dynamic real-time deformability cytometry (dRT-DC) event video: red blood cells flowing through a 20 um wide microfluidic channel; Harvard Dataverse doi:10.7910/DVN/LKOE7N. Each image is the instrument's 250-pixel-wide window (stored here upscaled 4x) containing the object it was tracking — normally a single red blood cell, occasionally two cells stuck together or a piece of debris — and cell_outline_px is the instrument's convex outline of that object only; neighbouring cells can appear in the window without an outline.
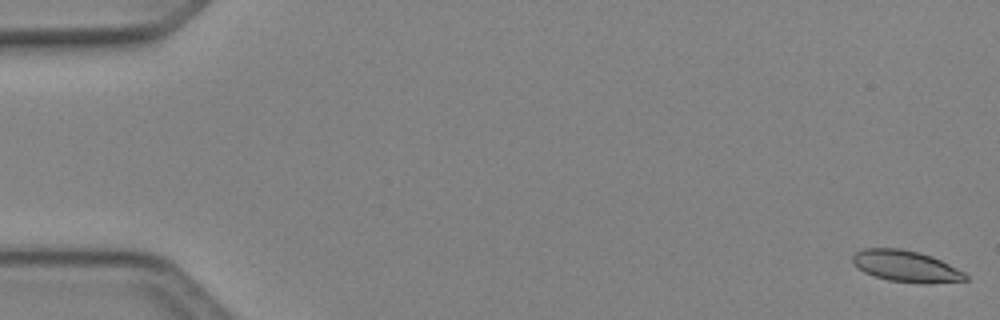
{"species": "Egyptian fruit bat (a non-hibernating species)", "species_latin": "Rousettus aegyptiacus", "temperature_condition": "cold", "stored_images_in_passage": 50, "camera_frame_rate_fps": 3000, "um_per_image_px": 0.085, "animal": {"sex": "female"}, "frame": {"image": 1, "passage_image": 1, "time_ms": 0.0, "image_size_px": [1000, 320], "cell_outline_px": [[968, 280], [928, 284], [924, 284], [888, 280], [864, 272], [852, 260], [852, 256], [856, 252], [864, 248], [900, 248], [920, 252], [932, 256], [964, 272], [968, 276]], "centroid_in_image_um": [77.04, 22.63], "position_along_channel_um": 8.0, "area_um2": 20.58}}
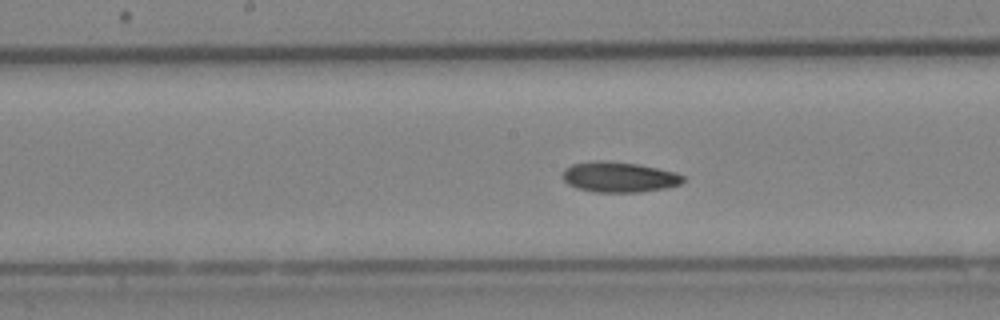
{"frame": {"image": 2, "passage_image": 26, "time_ms": 8.333, "image_size_px": [1000, 320], "cell_outline_px": [[684, 180], [680, 184], [668, 188], [640, 192], [592, 192], [576, 188], [568, 184], [560, 176], [564, 168], [572, 164], [596, 160], [604, 160], [636, 164], [676, 172], [684, 176]], "centroid_in_image_um": [52.58, 15.05], "position_along_channel_um": 195.6, "area_um2": 21.56}}
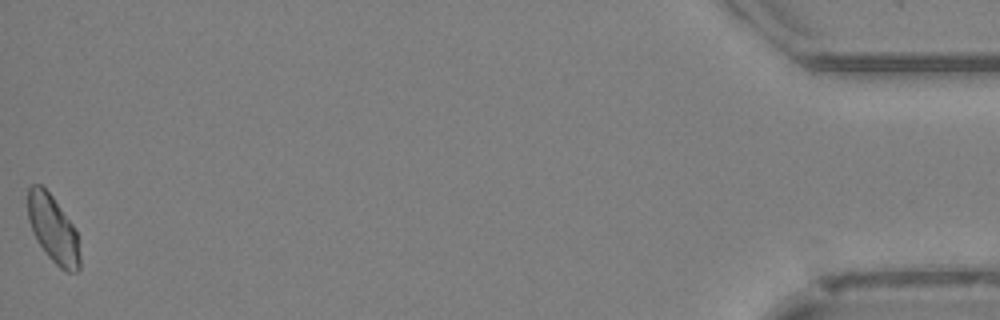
{"frame": {"image": 3, "passage_image": 50, "time_ms": 16.333, "image_size_px": [1000, 320], "cell_outline_px": [[80, 268], [76, 272], [68, 272], [60, 268], [48, 256], [36, 240], [32, 232], [28, 220], [28, 188], [32, 184], [40, 184], [52, 196], [72, 224], [76, 232], [80, 256]], "centroid_in_image_um": [4.5, 19.49], "position_along_channel_um": 430.7, "area_um2": 20.23}}